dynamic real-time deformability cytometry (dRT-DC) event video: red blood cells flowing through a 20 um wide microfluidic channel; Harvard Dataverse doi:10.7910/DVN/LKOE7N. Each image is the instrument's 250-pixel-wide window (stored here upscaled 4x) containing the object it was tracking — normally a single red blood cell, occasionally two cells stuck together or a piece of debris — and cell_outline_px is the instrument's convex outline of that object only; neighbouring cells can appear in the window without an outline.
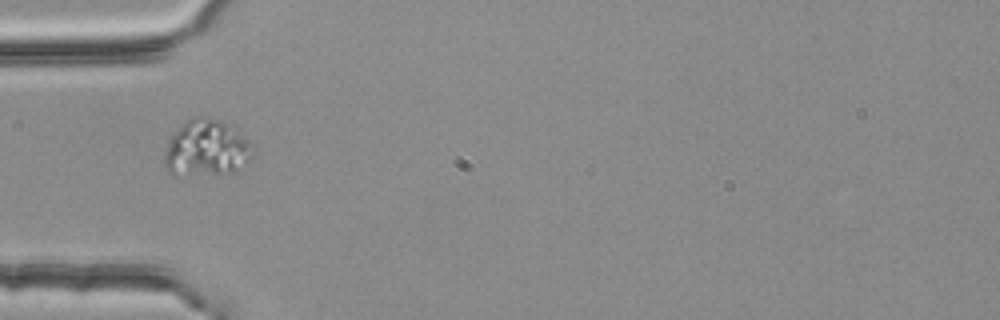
{"species": "common noctule bat (a hibernating species)", "species_latin": "Nyctalus noctula", "temperature_condition": "room temperature", "stored_images_in_passage": 6, "camera_frame_rate_fps": 3000, "um_per_image_px": 0.085, "animal": {"sex": "female", "body_mass_g": 25.1}, "frame": {"image": 1, "passage_image": 4, "time_ms": 1.0, "image_size_px": [1000, 320], "cell_outline_px": [[256, 144], [248, 160], [232, 172], [168, 172], [164, 164], [164, 152], [172, 136], [192, 116], [208, 116], [220, 120]], "centroid_in_image_um": [17.58, 12.53], "position_along_channel_um": 67.4, "area_um2": 27.86}}
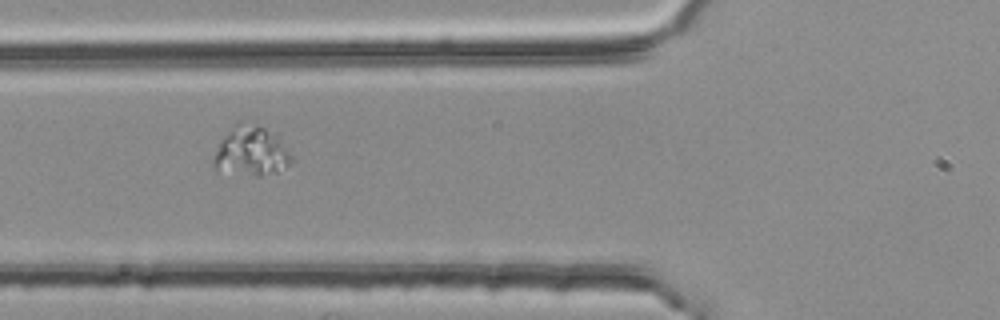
{"frame": {"image": 2, "passage_image": 5, "time_ms": 1.333, "image_size_px": [1000, 320], "cell_outline_px": [[292, 164], [276, 172], [260, 176], [256, 176], [216, 172], [212, 168], [212, 160], [220, 140], [232, 128], [264, 128], [280, 132], [292, 156]], "centroid_in_image_um": [21.39, 12.96], "position_along_channel_um": 104.4, "area_um2": 22.43}}
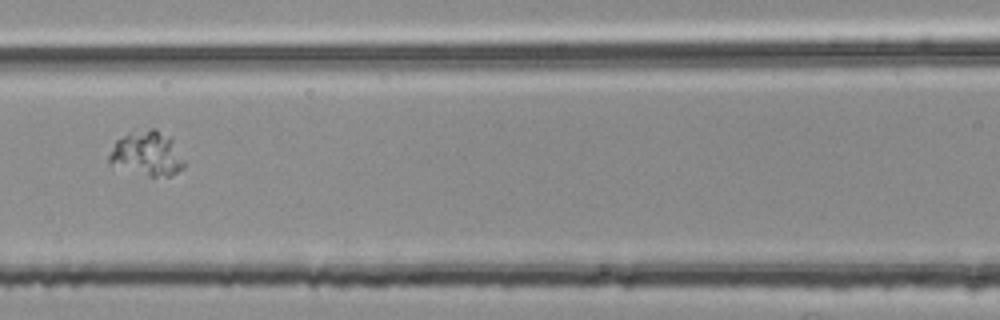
{"frame": {"image": 3, "passage_image": 6, "time_ms": 1.667, "image_size_px": [1000, 320], "cell_outline_px": [[184, 168], [168, 176], [148, 176], [108, 164], [108, 156], [116, 140], [128, 132], [152, 128], [156, 128], [172, 136], [184, 164]], "centroid_in_image_um": [12.48, 13.03], "position_along_channel_um": 154.1, "area_um2": 19.59}}